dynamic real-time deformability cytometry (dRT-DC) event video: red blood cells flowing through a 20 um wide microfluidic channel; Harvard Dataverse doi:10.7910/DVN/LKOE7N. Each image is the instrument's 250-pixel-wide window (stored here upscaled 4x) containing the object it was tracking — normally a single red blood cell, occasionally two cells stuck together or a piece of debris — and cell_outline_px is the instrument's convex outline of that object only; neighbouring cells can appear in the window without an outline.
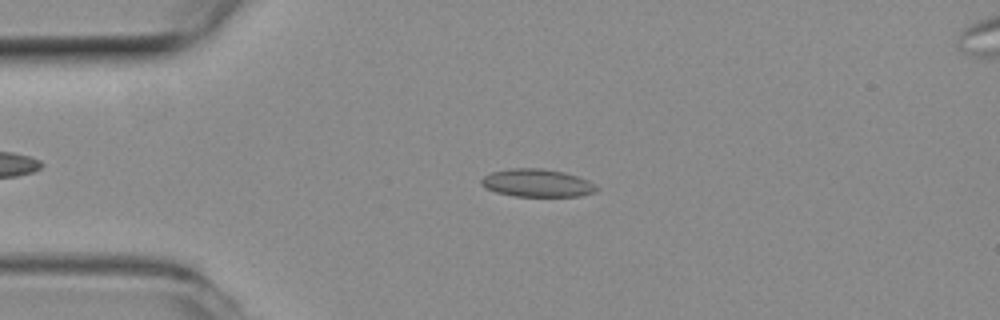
{"species": "common noctule bat (a hibernating species)", "species_latin": "Nyctalus noctula", "temperature_condition": "room temperature", "stored_images_in_passage": 26, "camera_frame_rate_fps": 3000, "um_per_image_px": 0.085, "animal": {"sex": "female", "body_mass_g": 19.3, "forearm_length_mm": 54.1}, "frame": {"image": 1, "passage_image": 11, "time_ms": 3.333, "image_size_px": [1000, 320], "cell_outline_px": [[600, 188], [596, 192], [580, 196], [512, 196], [496, 192], [484, 188], [480, 184], [480, 180], [484, 176], [492, 172], [512, 168], [540, 168], [564, 172], [588, 180]], "centroid_in_image_um": [45.64, 15.56], "position_along_channel_um": 39.4, "area_um2": 18.79}}
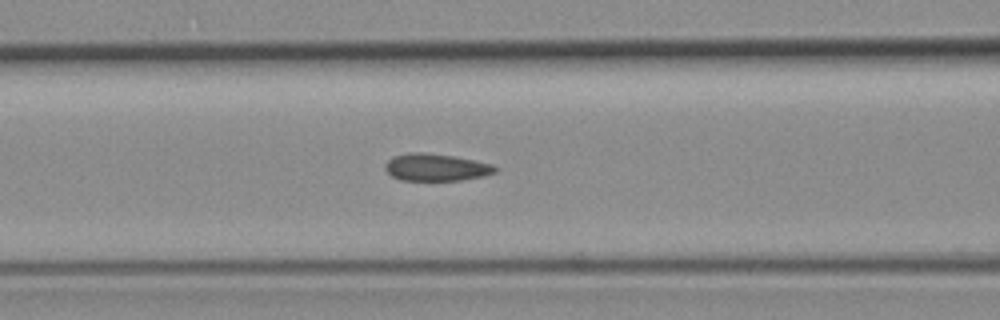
{"frame": {"image": 2, "passage_image": 20, "time_ms": 6.333, "image_size_px": [1000, 320], "cell_outline_px": [[500, 168], [496, 172], [484, 176], [460, 180], [400, 180], [392, 176], [384, 168], [384, 164], [392, 156], [408, 152], [424, 152], [452, 156], [492, 164]], "centroid_in_image_um": [37.05, 14.22], "position_along_channel_um": 129.6, "area_um2": 17.51}}
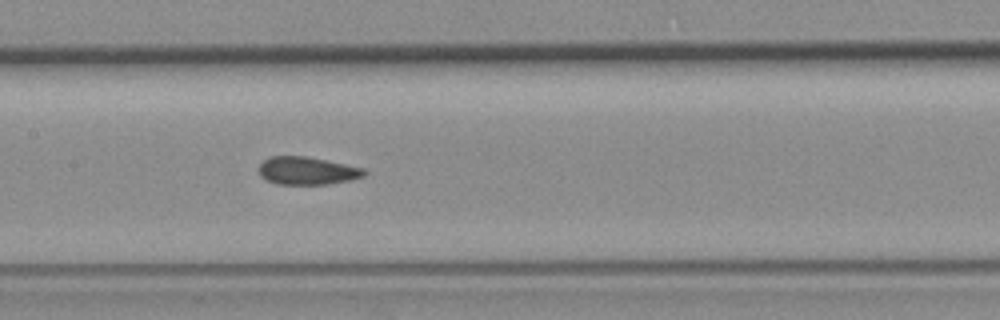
{"frame": {"image": 3, "passage_image": 24, "time_ms": 7.667, "image_size_px": [1000, 320], "cell_outline_px": [[368, 172], [364, 176], [352, 180], [328, 184], [276, 184], [260, 176], [260, 164], [264, 160], [272, 156], [304, 156], [364, 168]], "centroid_in_image_um": [26.13, 14.52], "position_along_channel_um": 181.3, "area_um2": 16.94}}